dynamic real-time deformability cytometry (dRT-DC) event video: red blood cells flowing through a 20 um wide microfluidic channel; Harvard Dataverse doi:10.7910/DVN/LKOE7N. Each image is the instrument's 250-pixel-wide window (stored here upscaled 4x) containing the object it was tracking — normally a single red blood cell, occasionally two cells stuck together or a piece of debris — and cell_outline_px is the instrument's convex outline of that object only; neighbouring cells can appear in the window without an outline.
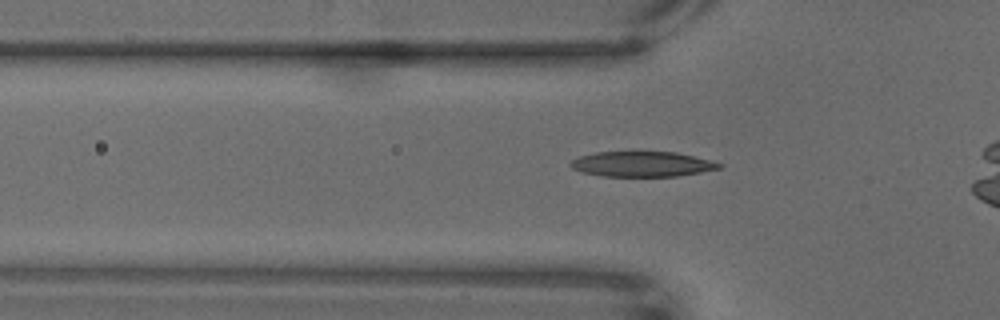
{"species": "common noctule bat (a hibernating species)", "species_latin": "Nyctalus noctula", "temperature_condition": "warm", "stored_images_in_passage": 48, "camera_frame_rate_fps": 3000, "um_per_image_px": 0.085, "animal": {"sex": "male", "body_mass_g": 18.8}, "frame": {"image": 1, "passage_image": 15, "time_ms": 4.667, "image_size_px": [1000, 320], "cell_outline_px": [[724, 164], [720, 168], [700, 172], [676, 176], [604, 176], [580, 172], [572, 168], [568, 164], [572, 160], [580, 156], [596, 152], [676, 152]], "centroid_in_image_um": [54.53, 13.95], "position_along_channel_um": 71.3, "area_um2": 21.62}}
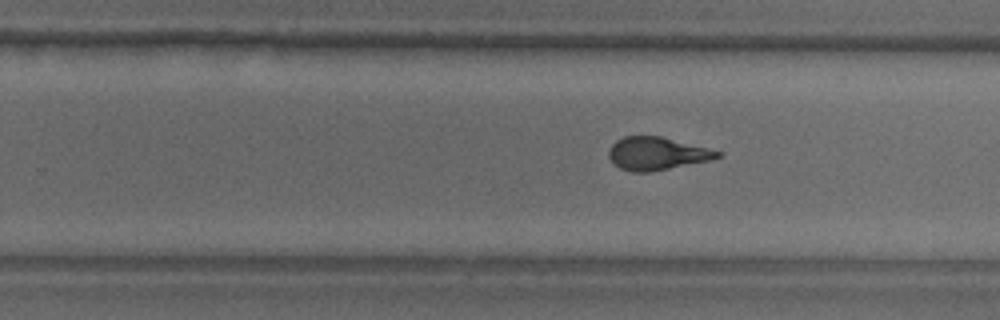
{"frame": {"image": 2, "passage_image": 35, "time_ms": 11.333, "image_size_px": [1000, 320], "cell_outline_px": [[720, 156], [708, 160], [648, 172], [632, 172], [620, 168], [608, 156], [608, 152], [612, 144], [616, 140], [624, 136], [660, 136], [708, 148], [720, 152]], "centroid_in_image_um": [55.78, 13.04], "position_along_channel_um": 274.0, "area_um2": 20.35}}
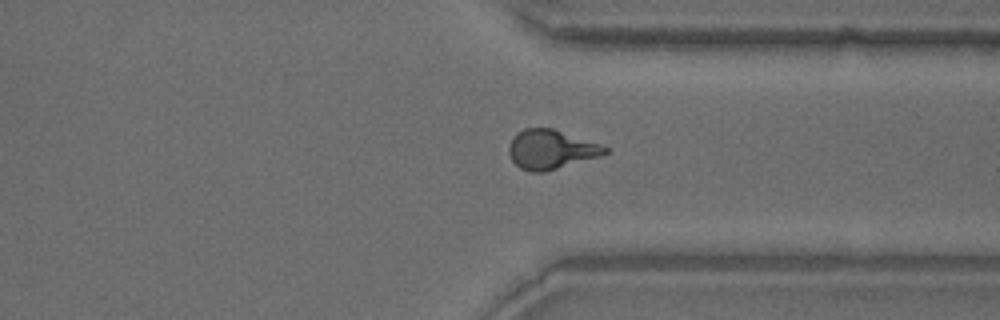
{"frame": {"image": 3, "passage_image": 44, "time_ms": 14.333, "image_size_px": [1000, 320], "cell_outline_px": [[608, 152], [600, 156], [544, 172], [532, 172], [520, 168], [512, 160], [508, 152], [508, 148], [512, 136], [516, 132], [524, 128], [552, 128], [600, 144], [608, 148]], "centroid_in_image_um": [46.79, 12.69], "position_along_channel_um": 364.6, "area_um2": 21.91}}